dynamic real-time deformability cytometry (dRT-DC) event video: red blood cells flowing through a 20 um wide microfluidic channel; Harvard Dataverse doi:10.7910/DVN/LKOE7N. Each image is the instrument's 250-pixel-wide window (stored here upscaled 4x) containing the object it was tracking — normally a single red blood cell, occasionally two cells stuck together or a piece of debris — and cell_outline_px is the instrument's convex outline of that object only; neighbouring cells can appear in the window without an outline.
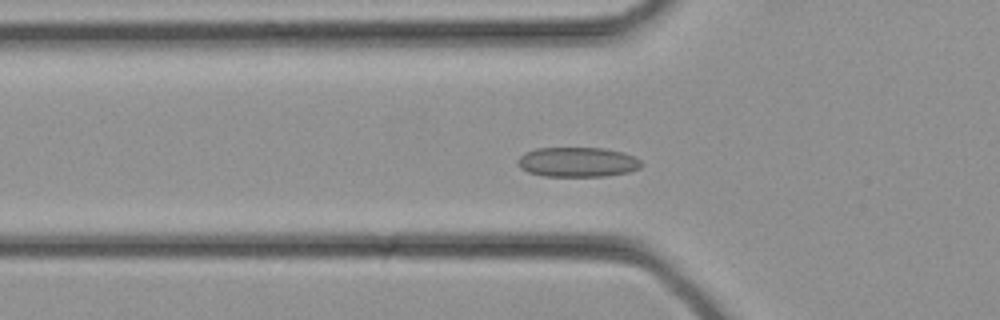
{"species": "common noctule bat (a hibernating species)", "species_latin": "Nyctalus noctula", "temperature_condition": "cold", "stored_images_in_passage": 33, "camera_frame_rate_fps": 3000, "um_per_image_px": 0.085, "animal": {"sex": "female", "body_mass_g": 21.9}, "frame": {"image": 1, "passage_image": 11, "time_ms": 3.333, "image_size_px": [1000, 320], "cell_outline_px": [[644, 164], [640, 168], [628, 172], [604, 176], [544, 176], [528, 172], [520, 168], [516, 164], [516, 160], [524, 152], [536, 148], [604, 148], [624, 152], [640, 160]], "centroid_in_image_um": [49.06, 13.77], "position_along_channel_um": 76.7, "area_um2": 21.62}}
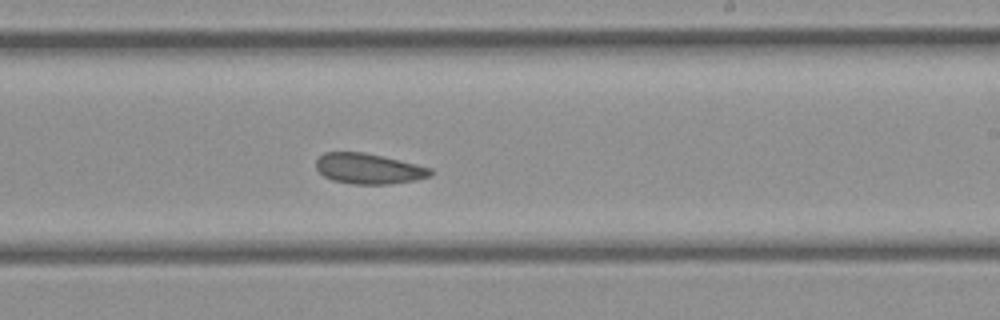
{"frame": {"image": 2, "passage_image": 20, "time_ms": 6.333, "image_size_px": [1000, 320], "cell_outline_px": [[432, 176], [416, 180], [392, 184], [352, 184], [332, 180], [324, 176], [316, 168], [316, 160], [324, 152], [364, 152], [384, 156], [432, 168]], "centroid_in_image_um": [31.35, 14.34], "position_along_channel_um": 257.6, "area_um2": 20.46}}
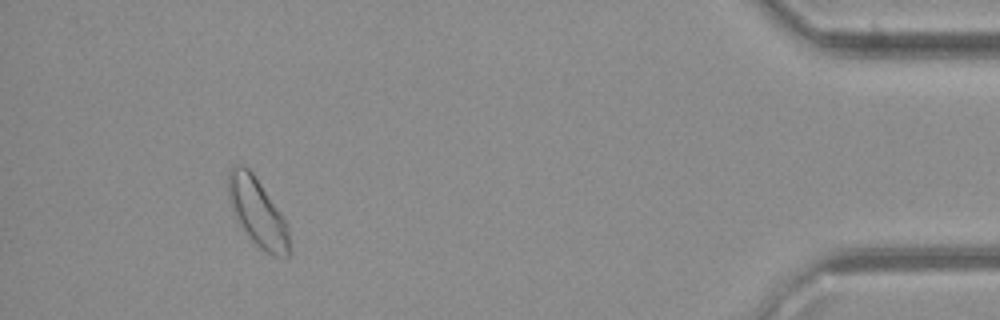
{"frame": {"image": 3, "passage_image": 31, "time_ms": 10.0, "image_size_px": [1000, 320], "cell_outline_px": [[292, 252], [288, 256], [276, 256], [260, 248], [252, 240], [244, 228], [232, 208], [228, 192], [228, 172], [236, 164], [240, 164], [248, 168], [252, 172], [280, 212], [288, 228]], "centroid_in_image_um": [21.92, 18.05], "position_along_channel_um": 413.3, "area_um2": 23.52}}